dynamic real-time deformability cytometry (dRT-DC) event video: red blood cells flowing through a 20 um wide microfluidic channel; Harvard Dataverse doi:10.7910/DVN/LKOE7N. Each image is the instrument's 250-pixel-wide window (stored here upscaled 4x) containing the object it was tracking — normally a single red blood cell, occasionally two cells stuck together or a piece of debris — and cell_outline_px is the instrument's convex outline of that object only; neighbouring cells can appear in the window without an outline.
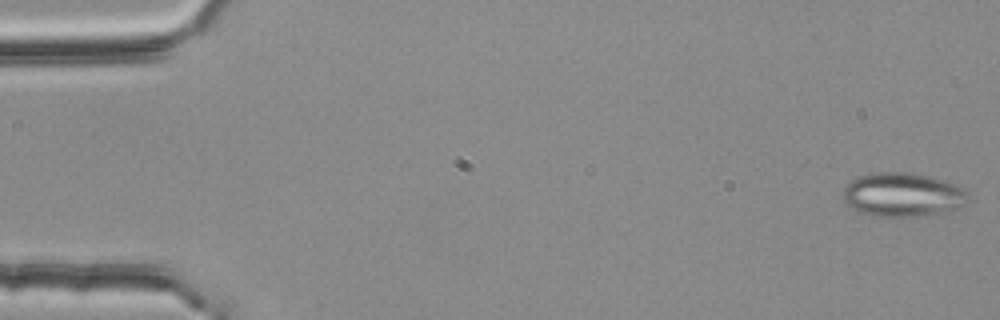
{"species": "common noctule bat (a hibernating species)", "species_latin": "Nyctalus noctula", "temperature_condition": "room temperature", "stored_images_in_passage": 19, "camera_frame_rate_fps": 3000, "um_per_image_px": 0.085, "animal": {"sex": "female", "body_mass_g": 25.1}, "frame": {"image": 1, "passage_image": 1, "time_ms": 0.0, "image_size_px": [1000, 320], "cell_outline_px": [[972, 200], [968, 204], [960, 208], [924, 216], [872, 216], [856, 212], [840, 196], [844, 184], [856, 176], [876, 172], [908, 172], [928, 176], [964, 188], [968, 192]], "centroid_in_image_um": [76.7, 16.56], "position_along_channel_um": 8.3, "area_um2": 32.71}}
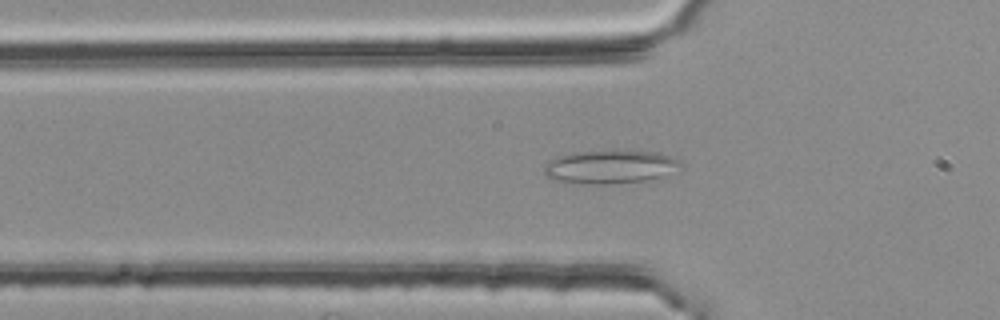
{"frame": {"image": 2, "passage_image": 18, "time_ms": 5.667, "image_size_px": [1000, 320], "cell_outline_px": [[680, 164], [660, 176], [648, 180], [604, 184], [592, 184], [552, 180], [544, 172], [544, 164], [560, 156], [580, 152], [656, 152], [672, 156], [680, 160]], "centroid_in_image_um": [51.81, 14.2], "position_along_channel_um": 74.0, "area_um2": 25.43}}